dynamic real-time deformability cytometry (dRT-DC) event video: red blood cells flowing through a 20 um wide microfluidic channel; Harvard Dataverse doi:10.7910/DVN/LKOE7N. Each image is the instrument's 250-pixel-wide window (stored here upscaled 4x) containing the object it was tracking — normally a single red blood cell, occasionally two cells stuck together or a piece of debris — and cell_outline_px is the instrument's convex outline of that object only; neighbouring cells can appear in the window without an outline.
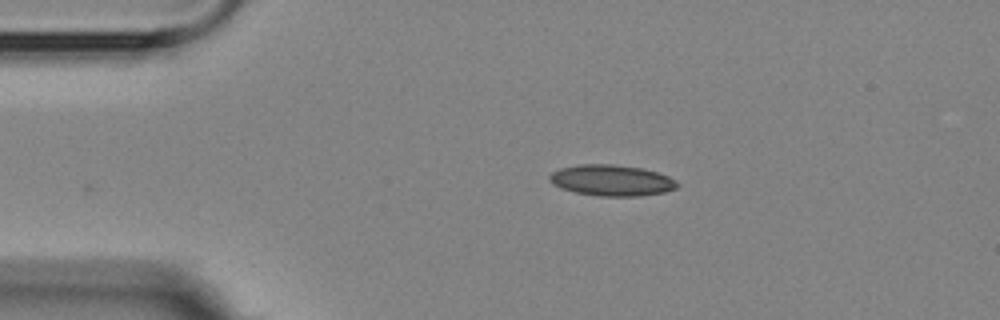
{"species": "Egyptian fruit bat (a non-hibernating species)", "species_latin": "Rousettus aegyptiacus", "temperature_condition": "room temperature", "stored_images_in_passage": 4, "camera_frame_rate_fps": 3000, "um_per_image_px": 0.085, "animal": {"sex": "female"}, "frame": {"image": 1, "passage_image": 4, "time_ms": 3.667, "image_size_px": [1000, 320], "cell_outline_px": [[680, 184], [676, 188], [664, 192], [640, 196], [600, 196], [576, 192], [560, 188], [552, 184], [548, 180], [548, 176], [552, 172], [560, 168], [580, 164], [612, 164], [640, 168], [656, 172], [668, 176]], "centroid_in_image_um": [51.95, 15.33], "position_along_channel_um": 33.0, "area_um2": 23.06}}